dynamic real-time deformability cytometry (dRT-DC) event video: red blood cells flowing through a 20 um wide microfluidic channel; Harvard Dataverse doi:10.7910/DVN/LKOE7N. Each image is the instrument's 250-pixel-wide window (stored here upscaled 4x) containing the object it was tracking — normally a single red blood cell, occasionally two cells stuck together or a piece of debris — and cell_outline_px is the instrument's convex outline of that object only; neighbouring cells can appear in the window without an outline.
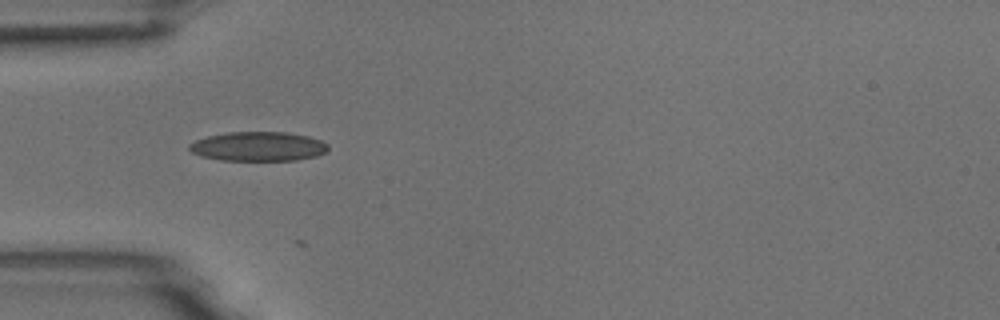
{"species": "common noctule bat (a hibernating species)", "species_latin": "Nyctalus noctula", "temperature_condition": "room temperature", "stored_images_in_passage": 14, "camera_frame_rate_fps": 3000, "um_per_image_px": 0.085, "animal": {"sex": "male", "body_mass_g": 18.8}, "frame": {"image": 1, "passage_image": 3, "time_ms": 0.667, "image_size_px": [1000, 320], "cell_outline_px": [[328, 148], [324, 152], [316, 156], [296, 160], [220, 160], [204, 156], [192, 152], [188, 148], [188, 144], [196, 140], [208, 136], [228, 132], [284, 132], [308, 136], [320, 140], [328, 144]], "centroid_in_image_um": [21.95, 12.44], "position_along_channel_um": 63.1, "area_um2": 23.52}}